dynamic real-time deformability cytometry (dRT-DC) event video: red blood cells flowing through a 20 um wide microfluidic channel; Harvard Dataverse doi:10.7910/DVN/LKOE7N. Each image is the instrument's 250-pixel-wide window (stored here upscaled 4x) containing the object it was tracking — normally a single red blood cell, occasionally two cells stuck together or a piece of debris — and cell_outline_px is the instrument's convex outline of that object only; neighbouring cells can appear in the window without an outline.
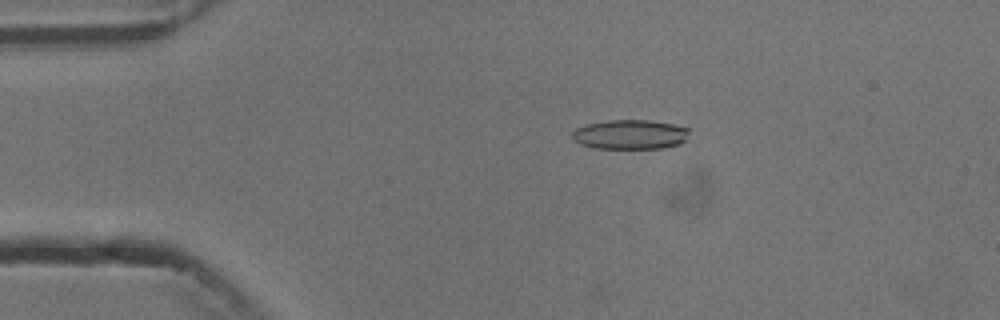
{"species": "common noctule bat (a hibernating species)", "species_latin": "Nyctalus noctula", "temperature_condition": "cold", "stored_images_in_passage": 7, "camera_frame_rate_fps": 3000, "um_per_image_px": 0.085, "animal": {"sex": "male", "body_mass_g": 13.3}, "frame": {"image": 1, "passage_image": 3, "time_ms": 3.333, "image_size_px": [1000, 320], "cell_outline_px": [[692, 128], [688, 140], [680, 144], [660, 148], [596, 148], [580, 144], [572, 140], [572, 132], [576, 128], [584, 124], [608, 120], [652, 120]], "centroid_in_image_um": [53.6, 11.42], "position_along_channel_um": 31.4, "area_um2": 20.52}}
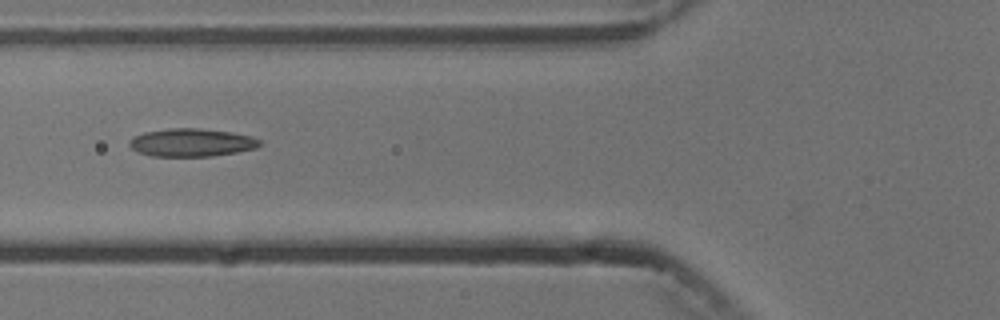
{"frame": {"image": 2, "passage_image": 6, "time_ms": 6.667, "image_size_px": [1000, 320], "cell_outline_px": [[264, 144], [256, 148], [236, 152], [212, 156], [152, 156], [140, 152], [132, 148], [128, 144], [128, 140], [132, 136], [144, 132], [168, 128], [200, 128], [232, 132], [252, 136], [260, 140]], "centroid_in_image_um": [16.29, 12.1], "position_along_channel_um": 109.5, "area_um2": 21.44}}
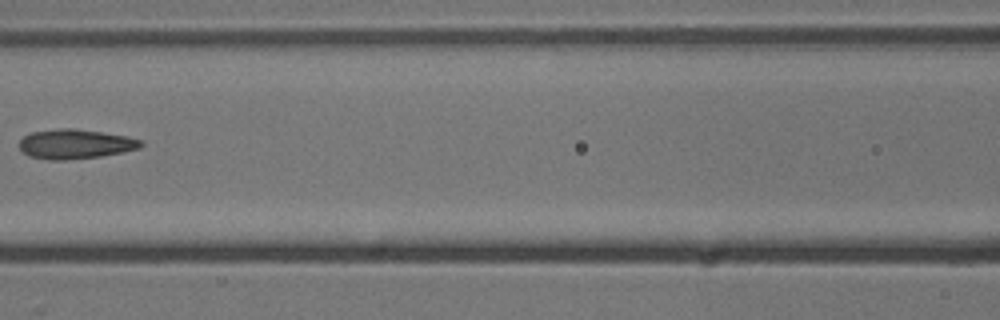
{"frame": {"image": 3, "passage_image": 7, "time_ms": 8.0, "image_size_px": [1000, 320], "cell_outline_px": [[144, 144], [140, 148], [100, 156], [64, 160], [52, 160], [28, 156], [20, 148], [20, 140], [24, 136], [32, 132], [56, 128], [72, 128], [128, 136], [144, 140]], "centroid_in_image_um": [6.41, 12.23], "position_along_channel_um": 160.2, "area_um2": 20.87}}